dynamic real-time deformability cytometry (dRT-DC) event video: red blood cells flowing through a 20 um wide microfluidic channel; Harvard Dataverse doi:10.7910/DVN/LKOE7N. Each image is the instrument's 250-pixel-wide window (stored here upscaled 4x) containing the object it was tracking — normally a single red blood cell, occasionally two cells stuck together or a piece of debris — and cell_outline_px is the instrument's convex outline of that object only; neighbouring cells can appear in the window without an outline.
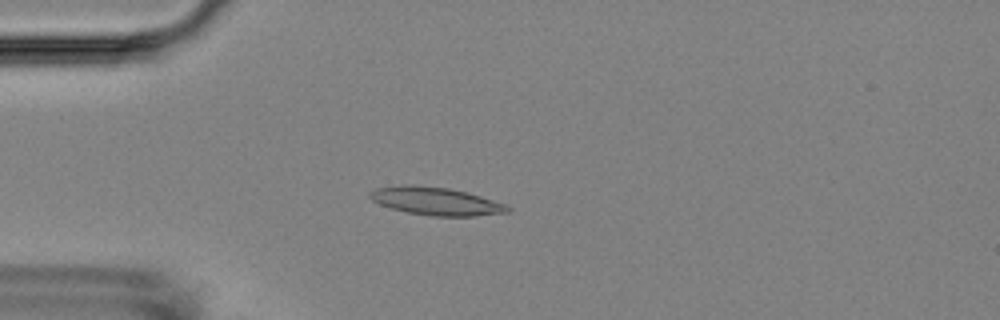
{"species": "Egyptian fruit bat (a non-hibernating species)", "species_latin": "Rousettus aegyptiacus", "temperature_condition": "room temperature", "stored_images_in_passage": 4, "camera_frame_rate_fps": 3000, "um_per_image_px": 0.085, "animal": {"sex": "female"}, "frame": {"image": 1, "passage_image": 4, "time_ms": 4.333, "image_size_px": [1000, 320], "cell_outline_px": [[512, 208], [508, 212], [476, 216], [432, 216], [408, 212], [392, 208], [380, 204], [372, 200], [368, 196], [368, 192], [376, 188], [404, 184], [412, 184], [448, 188], [468, 192], [508, 204]], "centroid_in_image_um": [37.08, 17.09], "position_along_channel_um": 47.9, "area_um2": 22.6}}